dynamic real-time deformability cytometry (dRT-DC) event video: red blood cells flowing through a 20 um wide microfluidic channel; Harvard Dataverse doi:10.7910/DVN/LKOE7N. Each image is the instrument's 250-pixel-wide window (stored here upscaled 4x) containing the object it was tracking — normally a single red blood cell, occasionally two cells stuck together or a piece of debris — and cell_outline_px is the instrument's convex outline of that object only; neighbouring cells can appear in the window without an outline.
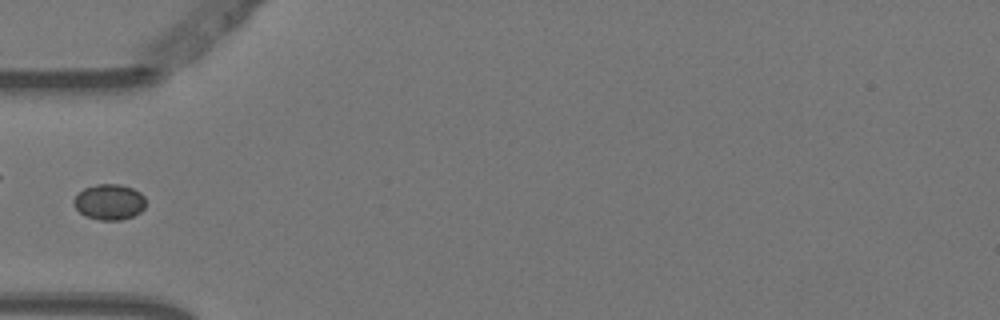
{"species": "Egyptian fruit bat (a non-hibernating species)", "species_latin": "Rousettus aegyptiacus", "temperature_condition": "warm", "stored_images_in_passage": 5, "camera_frame_rate_fps": 3000, "um_per_image_px": 0.085, "animal": {"sex": "female"}, "frame": {"image": 1, "passage_image": 5, "time_ms": 1.333, "image_size_px": [1000, 320], "cell_outline_px": [[144, 208], [140, 212], [132, 216], [120, 220], [100, 220], [84, 216], [72, 204], [72, 200], [84, 188], [96, 184], [120, 184], [132, 188], [140, 192], [144, 196]], "centroid_in_image_um": [9.27, 17.16], "position_along_channel_um": 75.7, "area_um2": 14.97}}